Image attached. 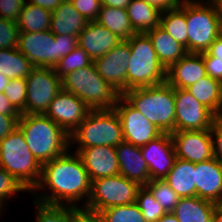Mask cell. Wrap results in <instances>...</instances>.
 Listing matches in <instances>:
<instances>
[{"instance_id": "8", "label": "cell", "mask_w": 222, "mask_h": 222, "mask_svg": "<svg viewBox=\"0 0 222 222\" xmlns=\"http://www.w3.org/2000/svg\"><path fill=\"white\" fill-rule=\"evenodd\" d=\"M122 141H124L122 126L114 109L91 110L70 135V144L77 142L79 144L77 148L116 147Z\"/></svg>"}, {"instance_id": "17", "label": "cell", "mask_w": 222, "mask_h": 222, "mask_svg": "<svg viewBox=\"0 0 222 222\" xmlns=\"http://www.w3.org/2000/svg\"><path fill=\"white\" fill-rule=\"evenodd\" d=\"M140 150L148 165L150 180L164 179L177 158L169 133H163L155 140L141 146Z\"/></svg>"}, {"instance_id": "11", "label": "cell", "mask_w": 222, "mask_h": 222, "mask_svg": "<svg viewBox=\"0 0 222 222\" xmlns=\"http://www.w3.org/2000/svg\"><path fill=\"white\" fill-rule=\"evenodd\" d=\"M26 85V114L42 115L62 90V79L54 68L34 67L26 77Z\"/></svg>"}, {"instance_id": "18", "label": "cell", "mask_w": 222, "mask_h": 222, "mask_svg": "<svg viewBox=\"0 0 222 222\" xmlns=\"http://www.w3.org/2000/svg\"><path fill=\"white\" fill-rule=\"evenodd\" d=\"M91 182L95 179L119 174L118 157L115 147L92 146L77 148Z\"/></svg>"}, {"instance_id": "49", "label": "cell", "mask_w": 222, "mask_h": 222, "mask_svg": "<svg viewBox=\"0 0 222 222\" xmlns=\"http://www.w3.org/2000/svg\"><path fill=\"white\" fill-rule=\"evenodd\" d=\"M203 56H214L216 59L222 60V34L215 39Z\"/></svg>"}, {"instance_id": "41", "label": "cell", "mask_w": 222, "mask_h": 222, "mask_svg": "<svg viewBox=\"0 0 222 222\" xmlns=\"http://www.w3.org/2000/svg\"><path fill=\"white\" fill-rule=\"evenodd\" d=\"M86 21H96L101 10V0H70Z\"/></svg>"}, {"instance_id": "21", "label": "cell", "mask_w": 222, "mask_h": 222, "mask_svg": "<svg viewBox=\"0 0 222 222\" xmlns=\"http://www.w3.org/2000/svg\"><path fill=\"white\" fill-rule=\"evenodd\" d=\"M196 196L215 203L222 195V164L215 157L195 163Z\"/></svg>"}, {"instance_id": "14", "label": "cell", "mask_w": 222, "mask_h": 222, "mask_svg": "<svg viewBox=\"0 0 222 222\" xmlns=\"http://www.w3.org/2000/svg\"><path fill=\"white\" fill-rule=\"evenodd\" d=\"M90 111L91 109L75 94L62 89L49 104L44 115L70 136Z\"/></svg>"}, {"instance_id": "33", "label": "cell", "mask_w": 222, "mask_h": 222, "mask_svg": "<svg viewBox=\"0 0 222 222\" xmlns=\"http://www.w3.org/2000/svg\"><path fill=\"white\" fill-rule=\"evenodd\" d=\"M37 205L36 222H76V208L67 205H50L33 201Z\"/></svg>"}, {"instance_id": "40", "label": "cell", "mask_w": 222, "mask_h": 222, "mask_svg": "<svg viewBox=\"0 0 222 222\" xmlns=\"http://www.w3.org/2000/svg\"><path fill=\"white\" fill-rule=\"evenodd\" d=\"M20 191L27 190L4 168L0 167V207L3 208L4 201H7L9 196Z\"/></svg>"}, {"instance_id": "16", "label": "cell", "mask_w": 222, "mask_h": 222, "mask_svg": "<svg viewBox=\"0 0 222 222\" xmlns=\"http://www.w3.org/2000/svg\"><path fill=\"white\" fill-rule=\"evenodd\" d=\"M176 157L192 163L214 158L210 129L171 133Z\"/></svg>"}, {"instance_id": "1", "label": "cell", "mask_w": 222, "mask_h": 222, "mask_svg": "<svg viewBox=\"0 0 222 222\" xmlns=\"http://www.w3.org/2000/svg\"><path fill=\"white\" fill-rule=\"evenodd\" d=\"M68 152L42 164L40 181L32 193L35 194L38 189L47 186L51 193L50 195L44 193L39 196V200L34 199V201L50 205L71 204L76 208V201L79 202L86 197L84 206L87 204L92 182L81 157L76 152L75 155Z\"/></svg>"}, {"instance_id": "19", "label": "cell", "mask_w": 222, "mask_h": 222, "mask_svg": "<svg viewBox=\"0 0 222 222\" xmlns=\"http://www.w3.org/2000/svg\"><path fill=\"white\" fill-rule=\"evenodd\" d=\"M78 46L84 49L91 59L100 58L123 40L97 21L87 22L78 34Z\"/></svg>"}, {"instance_id": "3", "label": "cell", "mask_w": 222, "mask_h": 222, "mask_svg": "<svg viewBox=\"0 0 222 222\" xmlns=\"http://www.w3.org/2000/svg\"><path fill=\"white\" fill-rule=\"evenodd\" d=\"M122 97L162 133L175 131L174 88L167 82L126 90Z\"/></svg>"}, {"instance_id": "10", "label": "cell", "mask_w": 222, "mask_h": 222, "mask_svg": "<svg viewBox=\"0 0 222 222\" xmlns=\"http://www.w3.org/2000/svg\"><path fill=\"white\" fill-rule=\"evenodd\" d=\"M188 52L203 53L222 34V21L212 5L186 4Z\"/></svg>"}, {"instance_id": "37", "label": "cell", "mask_w": 222, "mask_h": 222, "mask_svg": "<svg viewBox=\"0 0 222 222\" xmlns=\"http://www.w3.org/2000/svg\"><path fill=\"white\" fill-rule=\"evenodd\" d=\"M136 204L139 206L146 222H156L166 213L145 185L138 190Z\"/></svg>"}, {"instance_id": "51", "label": "cell", "mask_w": 222, "mask_h": 222, "mask_svg": "<svg viewBox=\"0 0 222 222\" xmlns=\"http://www.w3.org/2000/svg\"><path fill=\"white\" fill-rule=\"evenodd\" d=\"M132 0H101L102 6L126 9Z\"/></svg>"}, {"instance_id": "2", "label": "cell", "mask_w": 222, "mask_h": 222, "mask_svg": "<svg viewBox=\"0 0 222 222\" xmlns=\"http://www.w3.org/2000/svg\"><path fill=\"white\" fill-rule=\"evenodd\" d=\"M17 127L41 165L63 155L70 148V136L44 114H21Z\"/></svg>"}, {"instance_id": "39", "label": "cell", "mask_w": 222, "mask_h": 222, "mask_svg": "<svg viewBox=\"0 0 222 222\" xmlns=\"http://www.w3.org/2000/svg\"><path fill=\"white\" fill-rule=\"evenodd\" d=\"M19 28L14 21L0 19V49H15L18 47Z\"/></svg>"}, {"instance_id": "15", "label": "cell", "mask_w": 222, "mask_h": 222, "mask_svg": "<svg viewBox=\"0 0 222 222\" xmlns=\"http://www.w3.org/2000/svg\"><path fill=\"white\" fill-rule=\"evenodd\" d=\"M130 56L129 42L123 40L108 53L93 61L103 79L121 94L127 90V68Z\"/></svg>"}, {"instance_id": "55", "label": "cell", "mask_w": 222, "mask_h": 222, "mask_svg": "<svg viewBox=\"0 0 222 222\" xmlns=\"http://www.w3.org/2000/svg\"><path fill=\"white\" fill-rule=\"evenodd\" d=\"M195 1L196 0H181L182 4H202L203 5V0L202 2L199 0H197L196 2ZM206 1L207 2H204L205 4L207 3L208 5H212L215 0H206Z\"/></svg>"}, {"instance_id": "56", "label": "cell", "mask_w": 222, "mask_h": 222, "mask_svg": "<svg viewBox=\"0 0 222 222\" xmlns=\"http://www.w3.org/2000/svg\"><path fill=\"white\" fill-rule=\"evenodd\" d=\"M213 222H222V211H220L216 206L214 208Z\"/></svg>"}, {"instance_id": "6", "label": "cell", "mask_w": 222, "mask_h": 222, "mask_svg": "<svg viewBox=\"0 0 222 222\" xmlns=\"http://www.w3.org/2000/svg\"><path fill=\"white\" fill-rule=\"evenodd\" d=\"M78 36L54 35L50 30L19 32L17 49L35 67L54 68L59 60L78 47Z\"/></svg>"}, {"instance_id": "52", "label": "cell", "mask_w": 222, "mask_h": 222, "mask_svg": "<svg viewBox=\"0 0 222 222\" xmlns=\"http://www.w3.org/2000/svg\"><path fill=\"white\" fill-rule=\"evenodd\" d=\"M156 222H179L173 212L165 213L161 218Z\"/></svg>"}, {"instance_id": "45", "label": "cell", "mask_w": 222, "mask_h": 222, "mask_svg": "<svg viewBox=\"0 0 222 222\" xmlns=\"http://www.w3.org/2000/svg\"><path fill=\"white\" fill-rule=\"evenodd\" d=\"M76 222H107L101 213L76 207Z\"/></svg>"}, {"instance_id": "25", "label": "cell", "mask_w": 222, "mask_h": 222, "mask_svg": "<svg viewBox=\"0 0 222 222\" xmlns=\"http://www.w3.org/2000/svg\"><path fill=\"white\" fill-rule=\"evenodd\" d=\"M164 180L180 198L195 197V163L176 158Z\"/></svg>"}, {"instance_id": "44", "label": "cell", "mask_w": 222, "mask_h": 222, "mask_svg": "<svg viewBox=\"0 0 222 222\" xmlns=\"http://www.w3.org/2000/svg\"><path fill=\"white\" fill-rule=\"evenodd\" d=\"M207 76L222 83V60L214 56H203Z\"/></svg>"}, {"instance_id": "5", "label": "cell", "mask_w": 222, "mask_h": 222, "mask_svg": "<svg viewBox=\"0 0 222 222\" xmlns=\"http://www.w3.org/2000/svg\"><path fill=\"white\" fill-rule=\"evenodd\" d=\"M62 89L75 94L91 110L114 109L122 96L103 79L93 63L66 75L62 79Z\"/></svg>"}, {"instance_id": "24", "label": "cell", "mask_w": 222, "mask_h": 222, "mask_svg": "<svg viewBox=\"0 0 222 222\" xmlns=\"http://www.w3.org/2000/svg\"><path fill=\"white\" fill-rule=\"evenodd\" d=\"M152 41L158 60L167 70L188 52L186 48L174 40L160 25L146 32Z\"/></svg>"}, {"instance_id": "38", "label": "cell", "mask_w": 222, "mask_h": 222, "mask_svg": "<svg viewBox=\"0 0 222 222\" xmlns=\"http://www.w3.org/2000/svg\"><path fill=\"white\" fill-rule=\"evenodd\" d=\"M3 93L20 114H26V79L15 78L10 80Z\"/></svg>"}, {"instance_id": "43", "label": "cell", "mask_w": 222, "mask_h": 222, "mask_svg": "<svg viewBox=\"0 0 222 222\" xmlns=\"http://www.w3.org/2000/svg\"><path fill=\"white\" fill-rule=\"evenodd\" d=\"M210 133L212 136L214 157L222 164V115L214 117Z\"/></svg>"}, {"instance_id": "46", "label": "cell", "mask_w": 222, "mask_h": 222, "mask_svg": "<svg viewBox=\"0 0 222 222\" xmlns=\"http://www.w3.org/2000/svg\"><path fill=\"white\" fill-rule=\"evenodd\" d=\"M17 122L13 116L0 114V141L17 128Z\"/></svg>"}, {"instance_id": "12", "label": "cell", "mask_w": 222, "mask_h": 222, "mask_svg": "<svg viewBox=\"0 0 222 222\" xmlns=\"http://www.w3.org/2000/svg\"><path fill=\"white\" fill-rule=\"evenodd\" d=\"M175 131L210 129L215 115L186 89L174 88Z\"/></svg>"}, {"instance_id": "35", "label": "cell", "mask_w": 222, "mask_h": 222, "mask_svg": "<svg viewBox=\"0 0 222 222\" xmlns=\"http://www.w3.org/2000/svg\"><path fill=\"white\" fill-rule=\"evenodd\" d=\"M145 186L150 190L155 200L160 203L166 213L174 211L180 197L164 179L151 180Z\"/></svg>"}, {"instance_id": "4", "label": "cell", "mask_w": 222, "mask_h": 222, "mask_svg": "<svg viewBox=\"0 0 222 222\" xmlns=\"http://www.w3.org/2000/svg\"><path fill=\"white\" fill-rule=\"evenodd\" d=\"M0 167L28 192H32L40 181L42 165L33 156L18 127L0 141Z\"/></svg>"}, {"instance_id": "54", "label": "cell", "mask_w": 222, "mask_h": 222, "mask_svg": "<svg viewBox=\"0 0 222 222\" xmlns=\"http://www.w3.org/2000/svg\"><path fill=\"white\" fill-rule=\"evenodd\" d=\"M9 82H10V79L8 77L0 74V93L4 92V89Z\"/></svg>"}, {"instance_id": "47", "label": "cell", "mask_w": 222, "mask_h": 222, "mask_svg": "<svg viewBox=\"0 0 222 222\" xmlns=\"http://www.w3.org/2000/svg\"><path fill=\"white\" fill-rule=\"evenodd\" d=\"M0 114L13 116L17 121L20 119V113L13 107L4 93H0Z\"/></svg>"}, {"instance_id": "27", "label": "cell", "mask_w": 222, "mask_h": 222, "mask_svg": "<svg viewBox=\"0 0 222 222\" xmlns=\"http://www.w3.org/2000/svg\"><path fill=\"white\" fill-rule=\"evenodd\" d=\"M202 105L207 107L215 116L222 115V83L210 76L202 77L199 81L186 88Z\"/></svg>"}, {"instance_id": "32", "label": "cell", "mask_w": 222, "mask_h": 222, "mask_svg": "<svg viewBox=\"0 0 222 222\" xmlns=\"http://www.w3.org/2000/svg\"><path fill=\"white\" fill-rule=\"evenodd\" d=\"M51 18V11L26 2L16 23L19 32L47 31L50 30Z\"/></svg>"}, {"instance_id": "42", "label": "cell", "mask_w": 222, "mask_h": 222, "mask_svg": "<svg viewBox=\"0 0 222 222\" xmlns=\"http://www.w3.org/2000/svg\"><path fill=\"white\" fill-rule=\"evenodd\" d=\"M27 0H0V15L2 18L17 22L21 10Z\"/></svg>"}, {"instance_id": "13", "label": "cell", "mask_w": 222, "mask_h": 222, "mask_svg": "<svg viewBox=\"0 0 222 222\" xmlns=\"http://www.w3.org/2000/svg\"><path fill=\"white\" fill-rule=\"evenodd\" d=\"M114 110L121 122L124 141L128 143L141 147L163 134L122 96Z\"/></svg>"}, {"instance_id": "23", "label": "cell", "mask_w": 222, "mask_h": 222, "mask_svg": "<svg viewBox=\"0 0 222 222\" xmlns=\"http://www.w3.org/2000/svg\"><path fill=\"white\" fill-rule=\"evenodd\" d=\"M87 22L70 0H63L52 12L50 31L54 35L78 36Z\"/></svg>"}, {"instance_id": "34", "label": "cell", "mask_w": 222, "mask_h": 222, "mask_svg": "<svg viewBox=\"0 0 222 222\" xmlns=\"http://www.w3.org/2000/svg\"><path fill=\"white\" fill-rule=\"evenodd\" d=\"M93 60L88 53L79 46L72 50L68 55L62 57L54 67L55 73L63 79L72 71L90 66Z\"/></svg>"}, {"instance_id": "30", "label": "cell", "mask_w": 222, "mask_h": 222, "mask_svg": "<svg viewBox=\"0 0 222 222\" xmlns=\"http://www.w3.org/2000/svg\"><path fill=\"white\" fill-rule=\"evenodd\" d=\"M35 66L17 48L0 49V74L10 80L26 79Z\"/></svg>"}, {"instance_id": "26", "label": "cell", "mask_w": 222, "mask_h": 222, "mask_svg": "<svg viewBox=\"0 0 222 222\" xmlns=\"http://www.w3.org/2000/svg\"><path fill=\"white\" fill-rule=\"evenodd\" d=\"M215 203L198 196L180 198L173 214L179 222H213Z\"/></svg>"}, {"instance_id": "20", "label": "cell", "mask_w": 222, "mask_h": 222, "mask_svg": "<svg viewBox=\"0 0 222 222\" xmlns=\"http://www.w3.org/2000/svg\"><path fill=\"white\" fill-rule=\"evenodd\" d=\"M203 53H187L166 70V82L173 88L186 89L205 77Z\"/></svg>"}, {"instance_id": "53", "label": "cell", "mask_w": 222, "mask_h": 222, "mask_svg": "<svg viewBox=\"0 0 222 222\" xmlns=\"http://www.w3.org/2000/svg\"><path fill=\"white\" fill-rule=\"evenodd\" d=\"M212 6L214 7L216 14L222 21V0H215Z\"/></svg>"}, {"instance_id": "28", "label": "cell", "mask_w": 222, "mask_h": 222, "mask_svg": "<svg viewBox=\"0 0 222 222\" xmlns=\"http://www.w3.org/2000/svg\"><path fill=\"white\" fill-rule=\"evenodd\" d=\"M126 11L136 33H146L160 25L161 11L146 0H132Z\"/></svg>"}, {"instance_id": "29", "label": "cell", "mask_w": 222, "mask_h": 222, "mask_svg": "<svg viewBox=\"0 0 222 222\" xmlns=\"http://www.w3.org/2000/svg\"><path fill=\"white\" fill-rule=\"evenodd\" d=\"M96 21L122 40H129L136 34L126 9L102 6Z\"/></svg>"}, {"instance_id": "36", "label": "cell", "mask_w": 222, "mask_h": 222, "mask_svg": "<svg viewBox=\"0 0 222 222\" xmlns=\"http://www.w3.org/2000/svg\"><path fill=\"white\" fill-rule=\"evenodd\" d=\"M100 213L107 222H146L136 203L112 206Z\"/></svg>"}, {"instance_id": "22", "label": "cell", "mask_w": 222, "mask_h": 222, "mask_svg": "<svg viewBox=\"0 0 222 222\" xmlns=\"http://www.w3.org/2000/svg\"><path fill=\"white\" fill-rule=\"evenodd\" d=\"M118 157L119 174L141 186L148 184L150 175L148 165L139 146L122 141L115 147Z\"/></svg>"}, {"instance_id": "31", "label": "cell", "mask_w": 222, "mask_h": 222, "mask_svg": "<svg viewBox=\"0 0 222 222\" xmlns=\"http://www.w3.org/2000/svg\"><path fill=\"white\" fill-rule=\"evenodd\" d=\"M160 26L188 52V33L186 22V4L178 8L162 11Z\"/></svg>"}, {"instance_id": "50", "label": "cell", "mask_w": 222, "mask_h": 222, "mask_svg": "<svg viewBox=\"0 0 222 222\" xmlns=\"http://www.w3.org/2000/svg\"><path fill=\"white\" fill-rule=\"evenodd\" d=\"M63 0H28L27 3L53 12Z\"/></svg>"}, {"instance_id": "9", "label": "cell", "mask_w": 222, "mask_h": 222, "mask_svg": "<svg viewBox=\"0 0 222 222\" xmlns=\"http://www.w3.org/2000/svg\"><path fill=\"white\" fill-rule=\"evenodd\" d=\"M141 185L120 174L102 177L92 181L91 194L85 209L98 212L118 205L136 203Z\"/></svg>"}, {"instance_id": "57", "label": "cell", "mask_w": 222, "mask_h": 222, "mask_svg": "<svg viewBox=\"0 0 222 222\" xmlns=\"http://www.w3.org/2000/svg\"><path fill=\"white\" fill-rule=\"evenodd\" d=\"M215 206L222 211V195L218 198V200L215 202Z\"/></svg>"}, {"instance_id": "7", "label": "cell", "mask_w": 222, "mask_h": 222, "mask_svg": "<svg viewBox=\"0 0 222 222\" xmlns=\"http://www.w3.org/2000/svg\"><path fill=\"white\" fill-rule=\"evenodd\" d=\"M127 41L131 53L127 68V90L166 82V69L158 60L149 36L136 33Z\"/></svg>"}, {"instance_id": "48", "label": "cell", "mask_w": 222, "mask_h": 222, "mask_svg": "<svg viewBox=\"0 0 222 222\" xmlns=\"http://www.w3.org/2000/svg\"><path fill=\"white\" fill-rule=\"evenodd\" d=\"M151 5L158 8L161 12L178 8L182 5L181 0H146Z\"/></svg>"}]
</instances>
